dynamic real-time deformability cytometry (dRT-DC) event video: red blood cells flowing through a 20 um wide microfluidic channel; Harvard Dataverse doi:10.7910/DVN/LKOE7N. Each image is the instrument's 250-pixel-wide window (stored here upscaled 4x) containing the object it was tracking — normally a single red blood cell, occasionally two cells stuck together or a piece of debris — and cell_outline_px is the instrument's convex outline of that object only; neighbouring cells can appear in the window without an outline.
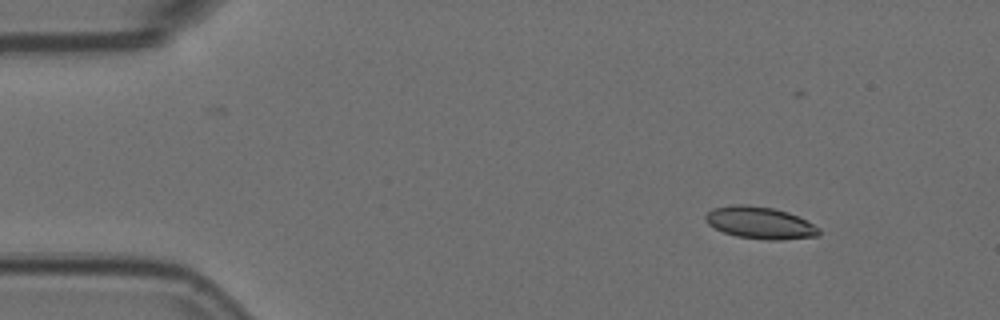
{"species": "Egyptian fruit bat (a non-hibernating species)", "species_latin": "Rousettus aegyptiacus", "temperature_condition": "room temperature", "stored_images_in_passage": 4, "camera_frame_rate_fps": 3000, "um_per_image_px": 0.085, "animal": {"sex": "female"}, "frame": {"image": 1, "passage_image": 1, "time_ms": 0.0, "image_size_px": [1000, 320], "cell_outline_px": [[820, 236], [780, 240], [768, 240], [736, 236], [724, 232], [708, 224], [704, 216], [712, 208], [732, 204], [744, 204], [772, 208], [788, 212], [820, 228]], "centroid_in_image_um": [64.59, 18.94], "position_along_channel_um": 20.4, "area_um2": 21.1}}
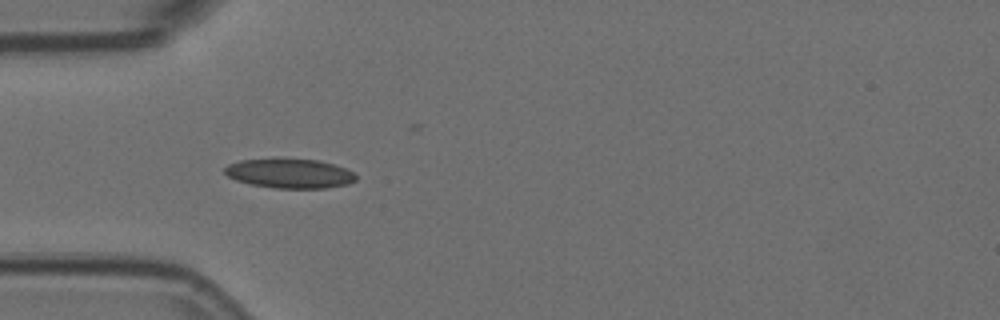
{"frame": {"image": 2, "passage_image": 3, "time_ms": 0.667, "image_size_px": [1000, 320], "cell_outline_px": [[356, 180], [348, 184], [328, 188], [276, 188], [252, 184], [236, 180], [228, 176], [224, 172], [224, 168], [228, 164], [240, 160], [272, 156], [276, 156], [320, 160], [344, 168], [352, 172], [356, 176]], "centroid_in_image_um": [24.58, 14.69], "position_along_channel_um": 60.4, "area_um2": 23.24}}
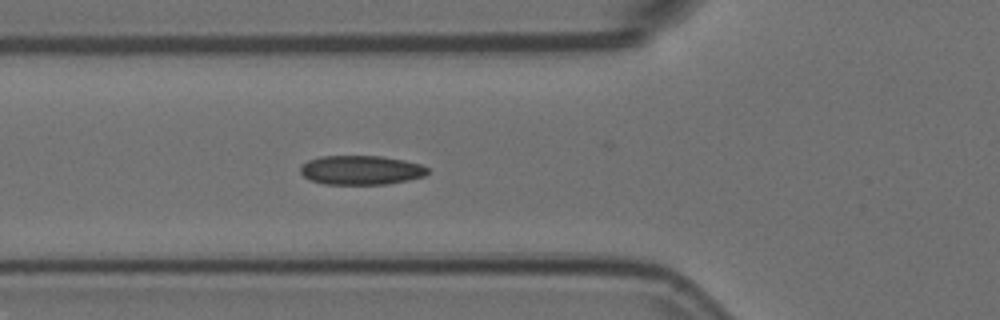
{"frame": {"image": 3, "passage_image": 4, "time_ms": 1.0, "image_size_px": [1000, 320], "cell_outline_px": [[428, 172], [424, 176], [408, 180], [384, 184], [324, 184], [312, 180], [304, 176], [300, 172], [300, 168], [308, 160], [320, 156], [380, 156], [404, 160], [420, 164], [428, 168]], "centroid_in_image_um": [30.69, 14.45], "position_along_channel_um": 95.1, "area_um2": 21.5}}